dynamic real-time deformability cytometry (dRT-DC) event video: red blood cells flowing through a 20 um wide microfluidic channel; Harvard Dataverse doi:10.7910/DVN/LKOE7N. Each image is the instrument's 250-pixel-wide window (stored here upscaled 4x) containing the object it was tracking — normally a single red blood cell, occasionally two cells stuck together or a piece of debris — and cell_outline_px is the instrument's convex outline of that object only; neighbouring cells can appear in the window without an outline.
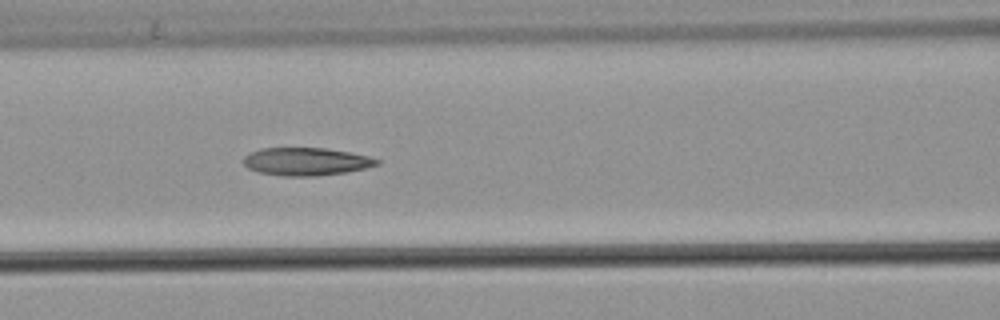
{"species": "common noctule bat (a hibernating species)", "species_latin": "Nyctalus noctula", "temperature_condition": "warm", "stored_images_in_passage": 37, "camera_frame_rate_fps": 3000, "um_per_image_px": 0.085, "animal": {"sex": "male", "body_mass_g": 21.5, "forearm_length_mm": 52.0}, "frame": {"image": 1, "passage_image": 16, "time_ms": 5.0, "image_size_px": [1000, 320], "cell_outline_px": [[380, 164], [348, 172], [316, 176], [280, 176], [260, 172], [248, 168], [244, 164], [244, 156], [248, 152], [260, 148], [324, 148], [348, 152], [368, 156], [380, 160]], "centroid_in_image_um": [26.0, 13.73], "position_along_channel_um": 140.6, "area_um2": 21.68}, "authors_computed_cell_mechanics": {"area_um2": 22.1374, "velocity_mm_per_s": 3.8729, "shape_relaxation_time_tau1_ms": null, "shape_relaxation_time_tau2_ms": 2.856, "deformation_change_tau1": null, "deformation_change_tau2": 0.0966}}